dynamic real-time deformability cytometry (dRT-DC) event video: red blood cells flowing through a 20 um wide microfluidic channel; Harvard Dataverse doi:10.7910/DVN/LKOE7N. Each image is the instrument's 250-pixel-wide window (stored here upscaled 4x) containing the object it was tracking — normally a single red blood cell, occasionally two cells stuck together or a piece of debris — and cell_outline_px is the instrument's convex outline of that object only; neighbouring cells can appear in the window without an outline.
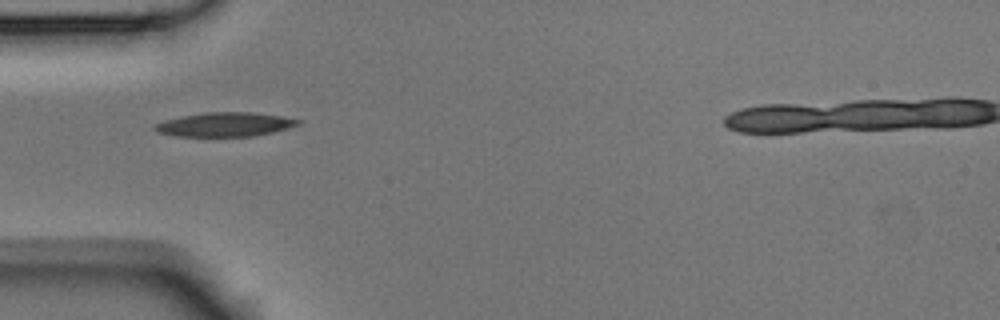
{"species": "Egyptian fruit bat (a non-hibernating species)", "species_latin": "Rousettus aegyptiacus", "temperature_condition": "room temperature", "stored_images_in_passage": 5, "segment_of_instrument_passage": [2, 2], "camera_frame_rate_fps": 3000, "um_per_image_px": 0.085, "animal": {"sex": "male"}, "frame": {"image": 1, "passage_image": 5, "time_ms": 1.333, "image_size_px": [1000, 320], "cell_outline_px": [[304, 120], [300, 124], [272, 132], [252, 136], [176, 136], [156, 132], [152, 128], [152, 124], [164, 120], [204, 112], [252, 112], [280, 116]], "centroid_in_image_um": [19.07, 10.57], "position_along_channel_um": 65.9, "area_um2": 20.11}}